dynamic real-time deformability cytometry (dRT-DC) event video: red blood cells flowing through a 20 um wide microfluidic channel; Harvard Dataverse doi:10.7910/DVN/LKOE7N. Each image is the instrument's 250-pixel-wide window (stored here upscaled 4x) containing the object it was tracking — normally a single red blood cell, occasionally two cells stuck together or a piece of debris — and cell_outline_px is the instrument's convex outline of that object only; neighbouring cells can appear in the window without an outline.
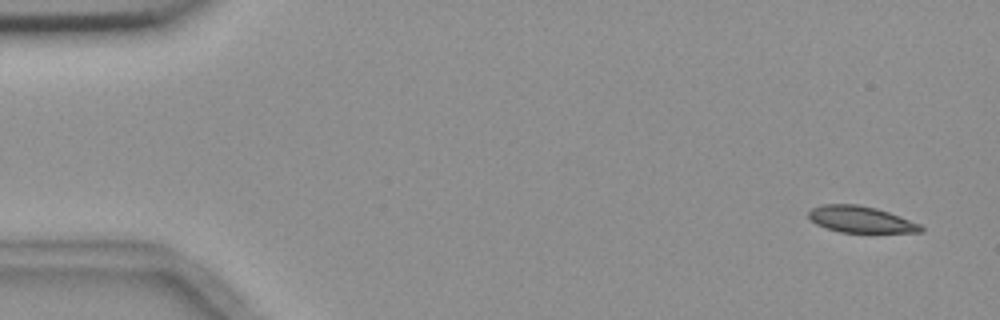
{"species": "common noctule bat (a hibernating species)", "species_latin": "Nyctalus noctula", "temperature_condition": "room temperature", "stored_images_in_passage": 5, "camera_frame_rate_fps": 3000, "um_per_image_px": 0.085, "animal": {"sex": "female", "body_mass_g": 18.4}, "frame": {"image": 1, "passage_image": 1, "time_ms": 0.0, "image_size_px": [1000, 320], "cell_outline_px": [[924, 228], [920, 232], [840, 232], [816, 224], [808, 216], [808, 212], [812, 208], [820, 204], [856, 204], [876, 208], [900, 216], [920, 224]], "centroid_in_image_um": [73.14, 18.64], "position_along_channel_um": 11.9, "area_um2": 17.11}}